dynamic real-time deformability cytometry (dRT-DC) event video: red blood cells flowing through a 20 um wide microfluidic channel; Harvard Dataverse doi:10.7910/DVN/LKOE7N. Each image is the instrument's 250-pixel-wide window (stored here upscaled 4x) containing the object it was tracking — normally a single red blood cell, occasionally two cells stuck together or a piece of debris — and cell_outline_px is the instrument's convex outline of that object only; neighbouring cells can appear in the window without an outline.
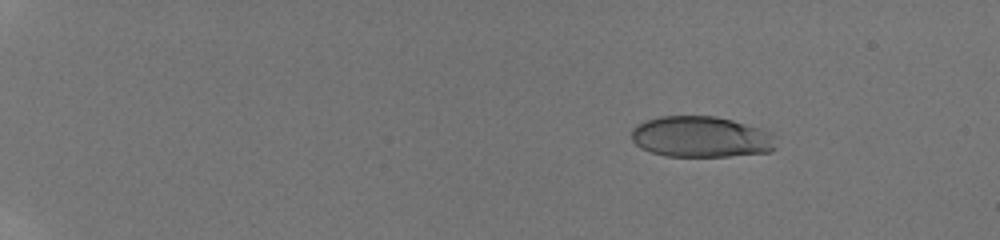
{"species": "human", "species_latin": "Homo sapiens", "temperature_condition": "room temperature", "stored_images_in_passage": 43, "camera_frame_rate_fps": 3000, "um_per_image_px": 0.085, "donor": {"sex": "male"}, "frame": {"image": 1, "passage_image": 1, "time_ms": 0.0, "image_size_px": [1000, 240], "cell_outline_px": [[776, 148], [772, 152], [728, 156], [664, 156], [640, 148], [632, 140], [632, 128], [636, 124], [660, 116], [716, 116], [732, 120], [760, 128], [772, 132]], "centroid_in_image_um": [59.6, 11.63], "position_along_channel_um": 25.4, "area_um2": 34.68}}
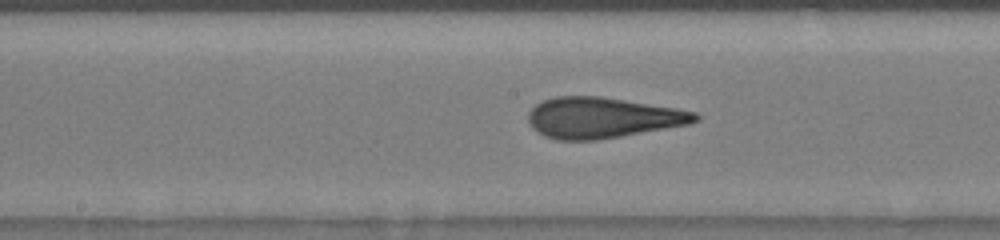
{"frame": {"image": 2, "passage_image": 20, "time_ms": 8.0, "image_size_px": [1000, 240], "cell_outline_px": [[700, 120], [688, 124], [620, 136], [596, 140], [556, 140], [544, 136], [532, 128], [528, 120], [528, 112], [536, 104], [544, 100], [556, 96], [600, 96], [676, 108], [696, 112], [700, 116]], "centroid_in_image_um": [51.18, 10.0], "position_along_channel_um": 197.0, "area_um2": 39.48}}
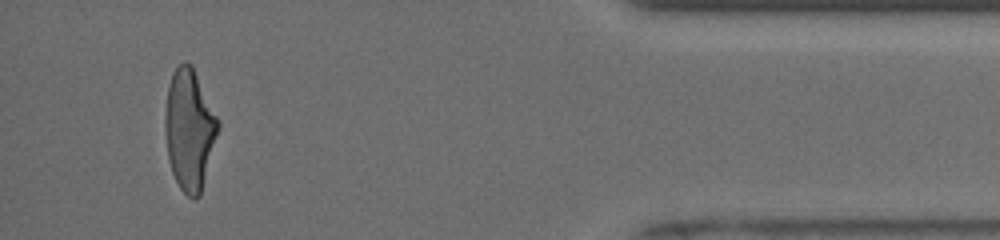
{"frame": {"image": 3, "passage_image": 39, "time_ms": 14.667, "image_size_px": [1000, 240], "cell_outline_px": [[220, 124], [200, 196], [192, 200], [180, 188], [172, 172], [168, 156], [164, 128], [164, 120], [168, 88], [172, 72], [184, 60], [192, 64], [220, 120]], "centroid_in_image_um": [16.11, 10.98], "position_along_channel_um": 419.1, "area_um2": 37.4}, "authors_computed_cell_mechanics": {"area_um2": 37.9168, "velocity_mm_per_s": 3.9707, "shape_relaxation_time_tau1_ms": 4.7592, "shape_relaxation_time_tau2_ms": 0.898, "deformation_change_tau1": 0.2001, "deformation_change_tau2": 0.0858}}